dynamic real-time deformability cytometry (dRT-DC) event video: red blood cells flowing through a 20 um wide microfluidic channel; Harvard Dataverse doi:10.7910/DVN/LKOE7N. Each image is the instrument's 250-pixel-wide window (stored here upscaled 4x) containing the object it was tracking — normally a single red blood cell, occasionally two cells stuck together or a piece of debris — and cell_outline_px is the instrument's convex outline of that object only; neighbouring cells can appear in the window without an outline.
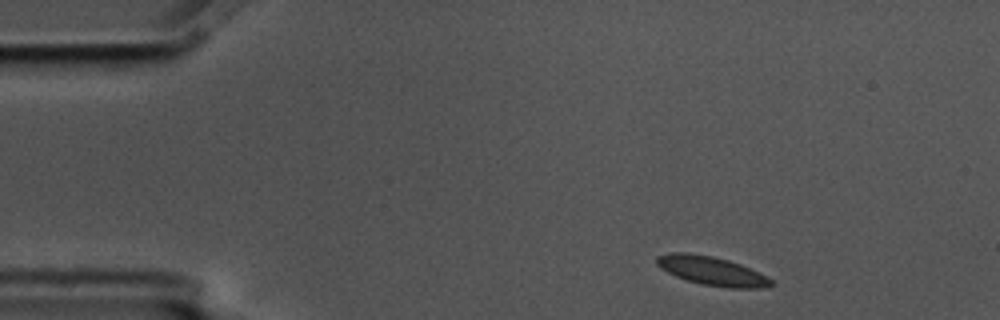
{"species": "common noctule bat (a hibernating species)", "species_latin": "Nyctalus noctula", "temperature_condition": "cold", "stored_images_in_passage": 4, "camera_frame_rate_fps": 3000, "um_per_image_px": 0.085, "animal": {"sex": "male", "body_mass_g": 17.5, "forearm_length_mm": 52.3}, "frame": {"image": 1, "passage_image": 1, "time_ms": 0.0, "image_size_px": [1000, 320], "cell_outline_px": [[772, 284], [764, 288], [728, 288], [700, 284], [676, 276], [660, 268], [656, 264], [656, 256], [672, 252], [688, 252], [712, 256], [728, 260], [740, 264], [760, 272], [772, 280]], "centroid_in_image_um": [60.49, 23.02], "position_along_channel_um": 24.5, "area_um2": 19.25}}
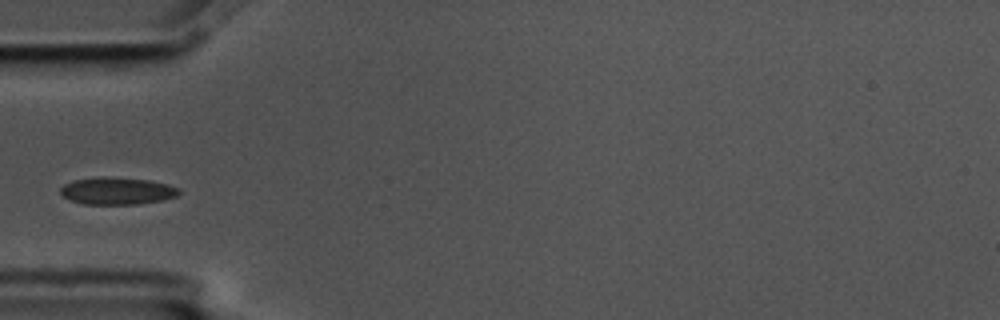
{"frame": {"image": 2, "passage_image": 4, "time_ms": 1.0, "image_size_px": [1000, 320], "cell_outline_px": [[180, 192], [176, 196], [160, 200], [136, 204], [84, 204], [68, 200], [60, 192], [60, 188], [64, 184], [72, 180], [100, 176], [148, 180], [168, 184], [180, 188]], "centroid_in_image_um": [9.91, 16.22], "position_along_channel_um": 75.1, "area_um2": 18.79}}